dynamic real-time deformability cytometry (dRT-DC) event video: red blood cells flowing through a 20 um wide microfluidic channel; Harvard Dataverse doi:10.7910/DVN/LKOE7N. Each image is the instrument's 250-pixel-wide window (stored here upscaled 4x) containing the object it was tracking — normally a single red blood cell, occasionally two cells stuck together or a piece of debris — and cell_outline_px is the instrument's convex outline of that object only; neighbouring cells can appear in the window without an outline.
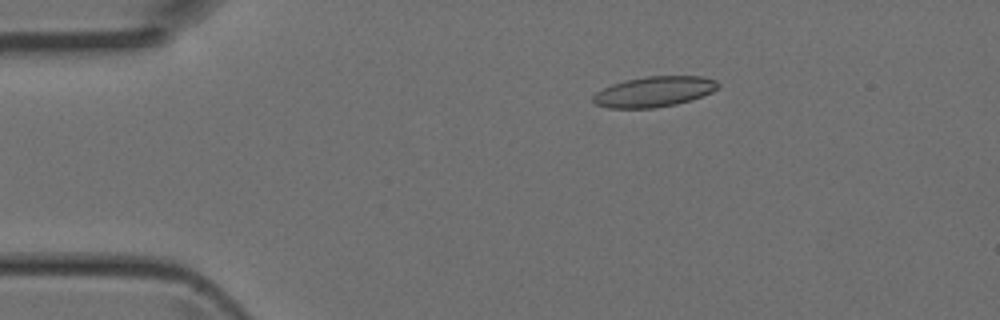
{"species": "Egyptian fruit bat (a non-hibernating species)", "species_latin": "Rousettus aegyptiacus", "temperature_condition": "room temperature", "stored_images_in_passage": 3, "camera_frame_rate_fps": 3000, "um_per_image_px": 0.085, "animal": {"sex": "female"}, "frame": {"image": 1, "passage_image": 2, "time_ms": 0.333, "image_size_px": [1000, 320], "cell_outline_px": [[720, 88], [712, 92], [692, 100], [676, 104], [656, 108], [608, 108], [596, 104], [592, 100], [592, 96], [596, 92], [612, 84], [624, 80], [648, 76], [704, 76], [716, 80], [720, 84]], "centroid_in_image_um": [55.63, 7.79], "position_along_channel_um": 29.4, "area_um2": 22.37}}